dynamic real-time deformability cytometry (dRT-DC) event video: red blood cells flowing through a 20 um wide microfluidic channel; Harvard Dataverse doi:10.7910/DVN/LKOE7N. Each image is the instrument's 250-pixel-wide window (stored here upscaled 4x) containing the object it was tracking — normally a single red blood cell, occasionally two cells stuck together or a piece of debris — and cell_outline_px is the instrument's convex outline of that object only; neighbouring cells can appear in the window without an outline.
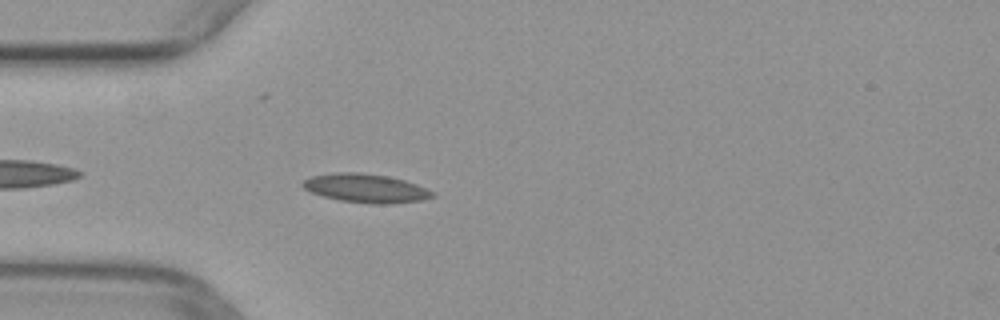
{"species": "common noctule bat (a hibernating species)", "species_latin": "Nyctalus noctula", "temperature_condition": "warm", "stored_images_in_passage": 39, "camera_frame_rate_fps": 3000, "um_per_image_px": 0.085, "animal": {"sex": "female", "body_mass_g": 29.2, "forearm_length_mm": 56.3}, "frame": {"image": 1, "passage_image": 3, "time_ms": 0.667, "image_size_px": [1000, 320], "cell_outline_px": [[436, 196], [420, 200], [392, 204], [368, 204], [340, 200], [324, 196], [312, 192], [304, 188], [300, 184], [304, 180], [312, 176], [336, 172], [356, 172], [388, 176], [404, 180], [416, 184], [436, 192]], "centroid_in_image_um": [31.12, 16.0], "position_along_channel_um": 53.9, "area_um2": 21.73}}
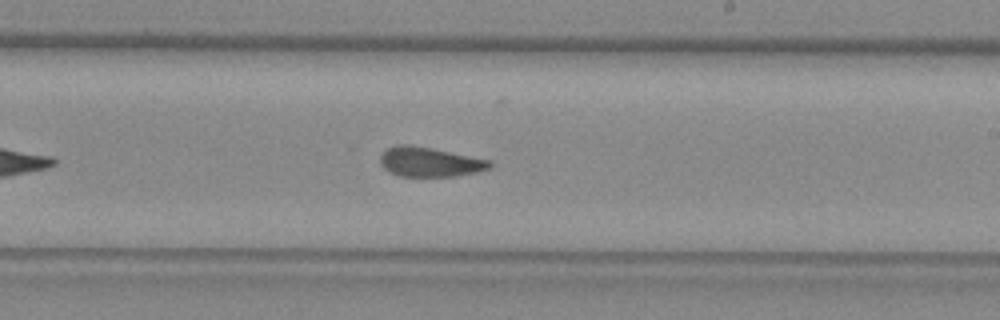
{"frame": {"image": 2, "passage_image": 18, "time_ms": 5.667, "image_size_px": [1000, 320], "cell_outline_px": [[492, 168], [476, 172], [456, 176], [400, 176], [388, 172], [380, 164], [380, 156], [388, 148], [396, 144], [408, 144], [432, 148], [492, 160]], "centroid_in_image_um": [36.54, 13.76], "position_along_channel_um": 252.5, "area_um2": 19.02}}
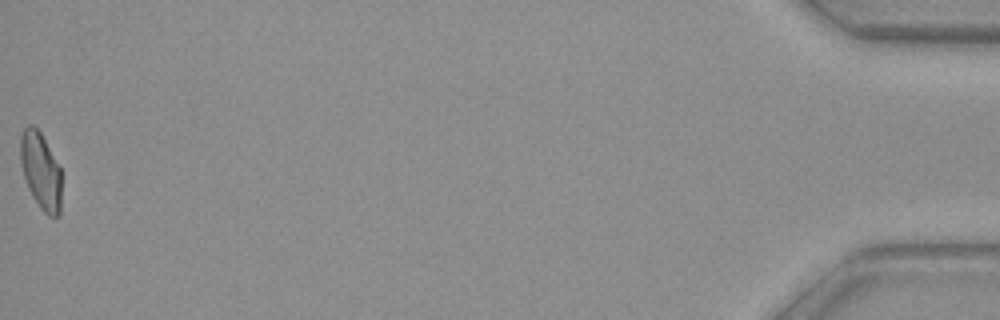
{"frame": {"image": 3, "passage_image": 39, "time_ms": 12.667, "image_size_px": [1000, 320], "cell_outline_px": [[60, 216], [56, 220], [48, 216], [40, 208], [32, 196], [28, 188], [24, 176], [20, 160], [20, 136], [24, 128], [28, 124], [32, 124], [40, 132], [60, 168]], "centroid_in_image_um": [3.45, 14.56], "position_along_channel_um": 431.7, "area_um2": 18.38}}